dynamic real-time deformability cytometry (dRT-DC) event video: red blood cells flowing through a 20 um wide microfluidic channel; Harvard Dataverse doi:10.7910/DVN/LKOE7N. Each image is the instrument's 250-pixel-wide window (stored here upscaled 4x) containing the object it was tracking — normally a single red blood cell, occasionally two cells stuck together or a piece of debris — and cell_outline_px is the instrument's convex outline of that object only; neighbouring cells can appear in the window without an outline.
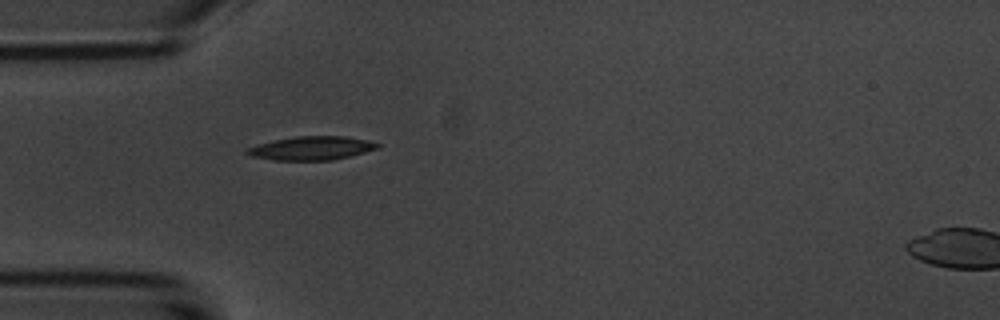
{"species": "common noctule bat (a hibernating species)", "species_latin": "Nyctalus noctula", "temperature_condition": "room temperature", "stored_images_in_passage": 1, "camera_frame_rate_fps": 3000, "um_per_image_px": 0.085, "animal": {"sex": "male", "body_mass_g": 20.1, "forearm_length_mm": 53.5}, "frame": {"image": 1, "passage_image": 1, "time_ms": 0.0, "image_size_px": [1000, 320], "cell_outline_px": [[380, 144], [376, 148], [364, 152], [332, 160], [272, 160], [252, 156], [244, 152], [248, 148], [256, 144], [296, 136], [344, 136], [368, 140]], "centroid_in_image_um": [26.44, 12.59], "position_along_channel_um": 58.6, "area_um2": 17.74}}